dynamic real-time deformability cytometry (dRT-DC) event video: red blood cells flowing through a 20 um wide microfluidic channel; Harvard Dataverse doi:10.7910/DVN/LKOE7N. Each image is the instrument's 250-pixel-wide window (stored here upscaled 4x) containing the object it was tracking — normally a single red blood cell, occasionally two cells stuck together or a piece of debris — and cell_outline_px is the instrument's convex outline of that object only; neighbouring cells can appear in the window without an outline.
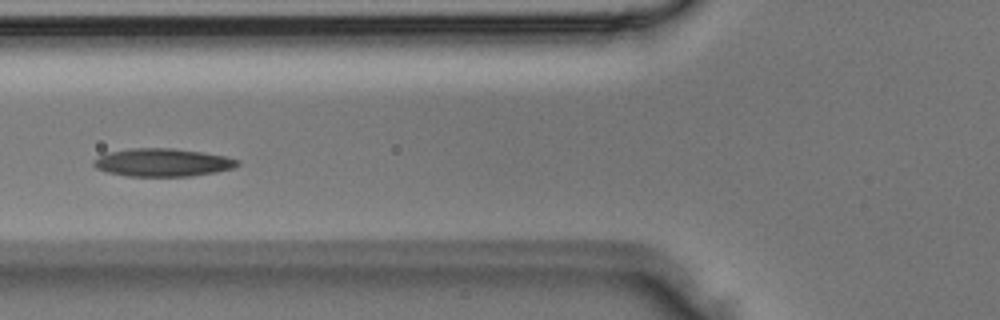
{"species": "Egyptian fruit bat (a non-hibernating species)", "species_latin": "Rousettus aegyptiacus", "temperature_condition": "room temperature", "stored_images_in_passage": 5, "camera_frame_rate_fps": 3000, "um_per_image_px": 0.085, "animal": {"sex": "male"}, "frame": {"image": 1, "passage_image": 5, "time_ms": 1.333, "image_size_px": [1000, 320], "cell_outline_px": [[240, 164], [232, 168], [216, 172], [192, 176], [128, 176], [108, 172], [96, 168], [92, 164], [92, 160], [108, 152], [132, 148], [172, 148], [200, 152], [224, 156], [240, 160]], "centroid_in_image_um": [13.81, 13.81], "position_along_channel_um": 112.0, "area_um2": 23.35}}